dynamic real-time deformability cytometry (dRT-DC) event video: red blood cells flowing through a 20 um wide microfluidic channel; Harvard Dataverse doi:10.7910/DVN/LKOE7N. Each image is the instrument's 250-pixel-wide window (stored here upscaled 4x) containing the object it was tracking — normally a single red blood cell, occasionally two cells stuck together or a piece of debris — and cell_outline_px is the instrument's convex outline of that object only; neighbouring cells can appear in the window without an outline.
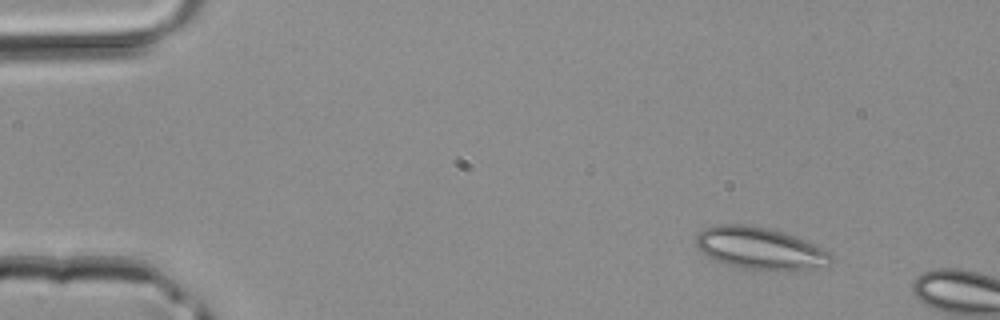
{"species": "common noctule bat (a hibernating species)", "species_latin": "Nyctalus noctula", "temperature_condition": "room temperature", "stored_images_in_passage": 2, "camera_frame_rate_fps": 3000, "um_per_image_px": 0.085, "animal": {"sex": "male", "body_mass_g": 20.4}, "frame": {"image": 1, "passage_image": 1, "time_ms": 0.0, "image_size_px": [1000, 320], "cell_outline_px": [[832, 260], [828, 264], [788, 272], [772, 272], [744, 268], [728, 264], [716, 260], [708, 256], [696, 248], [696, 236], [704, 228], [716, 224], [740, 224], [768, 228], [804, 240], [828, 252], [832, 256]], "centroid_in_image_um": [64.55, 21.13], "position_along_channel_um": 20.4, "area_um2": 32.89}}